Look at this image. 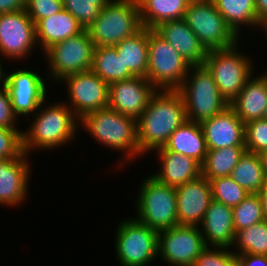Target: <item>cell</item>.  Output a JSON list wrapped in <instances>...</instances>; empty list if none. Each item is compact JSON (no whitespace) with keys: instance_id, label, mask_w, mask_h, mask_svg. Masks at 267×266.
I'll list each match as a JSON object with an SVG mask.
<instances>
[{"instance_id":"cell-1","label":"cell","mask_w":267,"mask_h":266,"mask_svg":"<svg viewBox=\"0 0 267 266\" xmlns=\"http://www.w3.org/2000/svg\"><path fill=\"white\" fill-rule=\"evenodd\" d=\"M187 120L186 106L179 90H156L137 119L140 155L164 147L170 135Z\"/></svg>"},{"instance_id":"cell-2","label":"cell","mask_w":267,"mask_h":266,"mask_svg":"<svg viewBox=\"0 0 267 266\" xmlns=\"http://www.w3.org/2000/svg\"><path fill=\"white\" fill-rule=\"evenodd\" d=\"M35 119L28 131L22 132V149L29 154L32 149H53L60 145H66L74 138L80 119L68 107V105L55 103L47 109L35 112ZM30 150V151H29Z\"/></svg>"},{"instance_id":"cell-3","label":"cell","mask_w":267,"mask_h":266,"mask_svg":"<svg viewBox=\"0 0 267 266\" xmlns=\"http://www.w3.org/2000/svg\"><path fill=\"white\" fill-rule=\"evenodd\" d=\"M81 124L101 144L126 152L124 161L140 155L137 140V120L109 107L83 116ZM128 159V160H127Z\"/></svg>"},{"instance_id":"cell-4","label":"cell","mask_w":267,"mask_h":266,"mask_svg":"<svg viewBox=\"0 0 267 266\" xmlns=\"http://www.w3.org/2000/svg\"><path fill=\"white\" fill-rule=\"evenodd\" d=\"M142 28L137 0H110L86 30L95 47H113Z\"/></svg>"},{"instance_id":"cell-5","label":"cell","mask_w":267,"mask_h":266,"mask_svg":"<svg viewBox=\"0 0 267 266\" xmlns=\"http://www.w3.org/2000/svg\"><path fill=\"white\" fill-rule=\"evenodd\" d=\"M191 70L193 72L187 73L179 91L186 106L187 119L201 123L224 111L230 104L220 94L212 74L204 65L191 66Z\"/></svg>"},{"instance_id":"cell-6","label":"cell","mask_w":267,"mask_h":266,"mask_svg":"<svg viewBox=\"0 0 267 266\" xmlns=\"http://www.w3.org/2000/svg\"><path fill=\"white\" fill-rule=\"evenodd\" d=\"M191 65L153 29H148L146 78L156 90H179Z\"/></svg>"},{"instance_id":"cell-7","label":"cell","mask_w":267,"mask_h":266,"mask_svg":"<svg viewBox=\"0 0 267 266\" xmlns=\"http://www.w3.org/2000/svg\"><path fill=\"white\" fill-rule=\"evenodd\" d=\"M139 190L136 219L157 232L178 225L176 189L152 175Z\"/></svg>"},{"instance_id":"cell-8","label":"cell","mask_w":267,"mask_h":266,"mask_svg":"<svg viewBox=\"0 0 267 266\" xmlns=\"http://www.w3.org/2000/svg\"><path fill=\"white\" fill-rule=\"evenodd\" d=\"M183 20L207 51L238 44V36L217 10L213 0H191Z\"/></svg>"},{"instance_id":"cell-9","label":"cell","mask_w":267,"mask_h":266,"mask_svg":"<svg viewBox=\"0 0 267 266\" xmlns=\"http://www.w3.org/2000/svg\"><path fill=\"white\" fill-rule=\"evenodd\" d=\"M237 45L208 51L203 64L212 74L220 94L229 104L251 78L253 69L250 59L238 53Z\"/></svg>"},{"instance_id":"cell-10","label":"cell","mask_w":267,"mask_h":266,"mask_svg":"<svg viewBox=\"0 0 267 266\" xmlns=\"http://www.w3.org/2000/svg\"><path fill=\"white\" fill-rule=\"evenodd\" d=\"M117 227L115 250L122 266L149 265L158 256L156 230L137 219L125 220Z\"/></svg>"},{"instance_id":"cell-11","label":"cell","mask_w":267,"mask_h":266,"mask_svg":"<svg viewBox=\"0 0 267 266\" xmlns=\"http://www.w3.org/2000/svg\"><path fill=\"white\" fill-rule=\"evenodd\" d=\"M94 48L86 29L76 36L51 45L44 52L48 58L51 77L60 81L68 75L89 71Z\"/></svg>"},{"instance_id":"cell-12","label":"cell","mask_w":267,"mask_h":266,"mask_svg":"<svg viewBox=\"0 0 267 266\" xmlns=\"http://www.w3.org/2000/svg\"><path fill=\"white\" fill-rule=\"evenodd\" d=\"M205 248L198 226L178 224L158 232V254L173 266H193Z\"/></svg>"},{"instance_id":"cell-13","label":"cell","mask_w":267,"mask_h":266,"mask_svg":"<svg viewBox=\"0 0 267 266\" xmlns=\"http://www.w3.org/2000/svg\"><path fill=\"white\" fill-rule=\"evenodd\" d=\"M62 81L68 85V107L78 119L109 106V84L91 70L68 75Z\"/></svg>"},{"instance_id":"cell-14","label":"cell","mask_w":267,"mask_h":266,"mask_svg":"<svg viewBox=\"0 0 267 266\" xmlns=\"http://www.w3.org/2000/svg\"><path fill=\"white\" fill-rule=\"evenodd\" d=\"M38 45L35 23L25 10L0 14V54L20 60Z\"/></svg>"},{"instance_id":"cell-15","label":"cell","mask_w":267,"mask_h":266,"mask_svg":"<svg viewBox=\"0 0 267 266\" xmlns=\"http://www.w3.org/2000/svg\"><path fill=\"white\" fill-rule=\"evenodd\" d=\"M45 79L31 70H15L4 74L1 83L7 88L14 113L20 117L32 115L40 107H44L46 98Z\"/></svg>"},{"instance_id":"cell-16","label":"cell","mask_w":267,"mask_h":266,"mask_svg":"<svg viewBox=\"0 0 267 266\" xmlns=\"http://www.w3.org/2000/svg\"><path fill=\"white\" fill-rule=\"evenodd\" d=\"M156 89L146 77L134 76L109 85V108L137 120Z\"/></svg>"},{"instance_id":"cell-17","label":"cell","mask_w":267,"mask_h":266,"mask_svg":"<svg viewBox=\"0 0 267 266\" xmlns=\"http://www.w3.org/2000/svg\"><path fill=\"white\" fill-rule=\"evenodd\" d=\"M175 189L178 224L199 226L213 200L210 181L200 176Z\"/></svg>"},{"instance_id":"cell-18","label":"cell","mask_w":267,"mask_h":266,"mask_svg":"<svg viewBox=\"0 0 267 266\" xmlns=\"http://www.w3.org/2000/svg\"><path fill=\"white\" fill-rule=\"evenodd\" d=\"M200 125L208 150L245 146V124L231 106L214 117L202 121Z\"/></svg>"},{"instance_id":"cell-19","label":"cell","mask_w":267,"mask_h":266,"mask_svg":"<svg viewBox=\"0 0 267 266\" xmlns=\"http://www.w3.org/2000/svg\"><path fill=\"white\" fill-rule=\"evenodd\" d=\"M191 65H203L208 51L183 19L166 21L153 29Z\"/></svg>"},{"instance_id":"cell-20","label":"cell","mask_w":267,"mask_h":266,"mask_svg":"<svg viewBox=\"0 0 267 266\" xmlns=\"http://www.w3.org/2000/svg\"><path fill=\"white\" fill-rule=\"evenodd\" d=\"M27 154L16 159L0 160V204L16 206L27 196L30 164Z\"/></svg>"},{"instance_id":"cell-21","label":"cell","mask_w":267,"mask_h":266,"mask_svg":"<svg viewBox=\"0 0 267 266\" xmlns=\"http://www.w3.org/2000/svg\"><path fill=\"white\" fill-rule=\"evenodd\" d=\"M199 226L202 227L200 231L206 246L231 248L233 245L235 229L232 207L212 200Z\"/></svg>"},{"instance_id":"cell-22","label":"cell","mask_w":267,"mask_h":266,"mask_svg":"<svg viewBox=\"0 0 267 266\" xmlns=\"http://www.w3.org/2000/svg\"><path fill=\"white\" fill-rule=\"evenodd\" d=\"M155 151L162 163L160 173L152 176L161 183L177 188L201 176V165L193 158L168 151L164 147Z\"/></svg>"},{"instance_id":"cell-23","label":"cell","mask_w":267,"mask_h":266,"mask_svg":"<svg viewBox=\"0 0 267 266\" xmlns=\"http://www.w3.org/2000/svg\"><path fill=\"white\" fill-rule=\"evenodd\" d=\"M252 78L253 76L230 103L244 124L263 118L267 108V79L262 74Z\"/></svg>"},{"instance_id":"cell-24","label":"cell","mask_w":267,"mask_h":266,"mask_svg":"<svg viewBox=\"0 0 267 266\" xmlns=\"http://www.w3.org/2000/svg\"><path fill=\"white\" fill-rule=\"evenodd\" d=\"M36 41L45 51L51 45L76 36L84 30L77 19L64 8L50 17L42 18L35 24Z\"/></svg>"},{"instance_id":"cell-25","label":"cell","mask_w":267,"mask_h":266,"mask_svg":"<svg viewBox=\"0 0 267 266\" xmlns=\"http://www.w3.org/2000/svg\"><path fill=\"white\" fill-rule=\"evenodd\" d=\"M164 148L193 158L200 165L203 164L208 151L200 123L190 120H187L170 135Z\"/></svg>"},{"instance_id":"cell-26","label":"cell","mask_w":267,"mask_h":266,"mask_svg":"<svg viewBox=\"0 0 267 266\" xmlns=\"http://www.w3.org/2000/svg\"><path fill=\"white\" fill-rule=\"evenodd\" d=\"M142 26L154 29L166 21L183 19L191 0H137Z\"/></svg>"},{"instance_id":"cell-27","label":"cell","mask_w":267,"mask_h":266,"mask_svg":"<svg viewBox=\"0 0 267 266\" xmlns=\"http://www.w3.org/2000/svg\"><path fill=\"white\" fill-rule=\"evenodd\" d=\"M122 59L124 66L138 77H146L148 69V28L143 27L139 32L125 38L113 46Z\"/></svg>"},{"instance_id":"cell-28","label":"cell","mask_w":267,"mask_h":266,"mask_svg":"<svg viewBox=\"0 0 267 266\" xmlns=\"http://www.w3.org/2000/svg\"><path fill=\"white\" fill-rule=\"evenodd\" d=\"M109 85L134 77L114 47H95L90 69Z\"/></svg>"},{"instance_id":"cell-29","label":"cell","mask_w":267,"mask_h":266,"mask_svg":"<svg viewBox=\"0 0 267 266\" xmlns=\"http://www.w3.org/2000/svg\"><path fill=\"white\" fill-rule=\"evenodd\" d=\"M230 177L249 193H259L267 184L259 155L249 151L240 157Z\"/></svg>"},{"instance_id":"cell-30","label":"cell","mask_w":267,"mask_h":266,"mask_svg":"<svg viewBox=\"0 0 267 266\" xmlns=\"http://www.w3.org/2000/svg\"><path fill=\"white\" fill-rule=\"evenodd\" d=\"M245 146H231L221 149L208 150L203 164L201 165V176L208 181L230 176L233 168L245 153Z\"/></svg>"},{"instance_id":"cell-31","label":"cell","mask_w":267,"mask_h":266,"mask_svg":"<svg viewBox=\"0 0 267 266\" xmlns=\"http://www.w3.org/2000/svg\"><path fill=\"white\" fill-rule=\"evenodd\" d=\"M227 24L239 36L240 26L263 27L256 15L255 0H213ZM241 24V25H240Z\"/></svg>"},{"instance_id":"cell-32","label":"cell","mask_w":267,"mask_h":266,"mask_svg":"<svg viewBox=\"0 0 267 266\" xmlns=\"http://www.w3.org/2000/svg\"><path fill=\"white\" fill-rule=\"evenodd\" d=\"M232 246L238 247V253L234 251L236 255L254 254L267 256V221L264 220L237 231Z\"/></svg>"},{"instance_id":"cell-33","label":"cell","mask_w":267,"mask_h":266,"mask_svg":"<svg viewBox=\"0 0 267 266\" xmlns=\"http://www.w3.org/2000/svg\"><path fill=\"white\" fill-rule=\"evenodd\" d=\"M232 212L235 233L265 220L258 193H249L242 202L232 208Z\"/></svg>"},{"instance_id":"cell-34","label":"cell","mask_w":267,"mask_h":266,"mask_svg":"<svg viewBox=\"0 0 267 266\" xmlns=\"http://www.w3.org/2000/svg\"><path fill=\"white\" fill-rule=\"evenodd\" d=\"M213 200L230 207L237 206L249 192L239 186L230 176L217 177L210 180Z\"/></svg>"},{"instance_id":"cell-35","label":"cell","mask_w":267,"mask_h":266,"mask_svg":"<svg viewBox=\"0 0 267 266\" xmlns=\"http://www.w3.org/2000/svg\"><path fill=\"white\" fill-rule=\"evenodd\" d=\"M110 0H62L63 8L69 11L78 23L87 29L98 17L100 10Z\"/></svg>"},{"instance_id":"cell-36","label":"cell","mask_w":267,"mask_h":266,"mask_svg":"<svg viewBox=\"0 0 267 266\" xmlns=\"http://www.w3.org/2000/svg\"><path fill=\"white\" fill-rule=\"evenodd\" d=\"M245 148L256 154L267 149V120L261 118L245 124Z\"/></svg>"},{"instance_id":"cell-37","label":"cell","mask_w":267,"mask_h":266,"mask_svg":"<svg viewBox=\"0 0 267 266\" xmlns=\"http://www.w3.org/2000/svg\"><path fill=\"white\" fill-rule=\"evenodd\" d=\"M228 249L227 247H214L212 250L206 246L195 259L193 266H238L236 254Z\"/></svg>"},{"instance_id":"cell-38","label":"cell","mask_w":267,"mask_h":266,"mask_svg":"<svg viewBox=\"0 0 267 266\" xmlns=\"http://www.w3.org/2000/svg\"><path fill=\"white\" fill-rule=\"evenodd\" d=\"M22 153V131L0 125V160L16 159Z\"/></svg>"},{"instance_id":"cell-39","label":"cell","mask_w":267,"mask_h":266,"mask_svg":"<svg viewBox=\"0 0 267 266\" xmlns=\"http://www.w3.org/2000/svg\"><path fill=\"white\" fill-rule=\"evenodd\" d=\"M62 9V0H25V11L35 24L40 19L50 17Z\"/></svg>"},{"instance_id":"cell-40","label":"cell","mask_w":267,"mask_h":266,"mask_svg":"<svg viewBox=\"0 0 267 266\" xmlns=\"http://www.w3.org/2000/svg\"><path fill=\"white\" fill-rule=\"evenodd\" d=\"M2 86V87H1ZM0 86V125L9 129H18L14 125L17 122V115L14 113L11 99L7 88L2 85Z\"/></svg>"},{"instance_id":"cell-41","label":"cell","mask_w":267,"mask_h":266,"mask_svg":"<svg viewBox=\"0 0 267 266\" xmlns=\"http://www.w3.org/2000/svg\"><path fill=\"white\" fill-rule=\"evenodd\" d=\"M238 266H267V256L242 254L236 255Z\"/></svg>"},{"instance_id":"cell-42","label":"cell","mask_w":267,"mask_h":266,"mask_svg":"<svg viewBox=\"0 0 267 266\" xmlns=\"http://www.w3.org/2000/svg\"><path fill=\"white\" fill-rule=\"evenodd\" d=\"M25 10V0H0V14Z\"/></svg>"},{"instance_id":"cell-43","label":"cell","mask_w":267,"mask_h":266,"mask_svg":"<svg viewBox=\"0 0 267 266\" xmlns=\"http://www.w3.org/2000/svg\"><path fill=\"white\" fill-rule=\"evenodd\" d=\"M258 22L264 27L267 25V0H255Z\"/></svg>"},{"instance_id":"cell-44","label":"cell","mask_w":267,"mask_h":266,"mask_svg":"<svg viewBox=\"0 0 267 266\" xmlns=\"http://www.w3.org/2000/svg\"><path fill=\"white\" fill-rule=\"evenodd\" d=\"M262 201L264 219L267 221V184L258 193Z\"/></svg>"},{"instance_id":"cell-45","label":"cell","mask_w":267,"mask_h":266,"mask_svg":"<svg viewBox=\"0 0 267 266\" xmlns=\"http://www.w3.org/2000/svg\"><path fill=\"white\" fill-rule=\"evenodd\" d=\"M258 155H259V158L261 160L263 171H264L266 179H267V149L258 153Z\"/></svg>"},{"instance_id":"cell-46","label":"cell","mask_w":267,"mask_h":266,"mask_svg":"<svg viewBox=\"0 0 267 266\" xmlns=\"http://www.w3.org/2000/svg\"><path fill=\"white\" fill-rule=\"evenodd\" d=\"M4 73L3 72V69H2V66H1V60H0V81H2V79L4 78Z\"/></svg>"},{"instance_id":"cell-47","label":"cell","mask_w":267,"mask_h":266,"mask_svg":"<svg viewBox=\"0 0 267 266\" xmlns=\"http://www.w3.org/2000/svg\"><path fill=\"white\" fill-rule=\"evenodd\" d=\"M263 119L267 120V108H266V110L264 112Z\"/></svg>"},{"instance_id":"cell-48","label":"cell","mask_w":267,"mask_h":266,"mask_svg":"<svg viewBox=\"0 0 267 266\" xmlns=\"http://www.w3.org/2000/svg\"><path fill=\"white\" fill-rule=\"evenodd\" d=\"M267 79V72L265 74H262Z\"/></svg>"},{"instance_id":"cell-49","label":"cell","mask_w":267,"mask_h":266,"mask_svg":"<svg viewBox=\"0 0 267 266\" xmlns=\"http://www.w3.org/2000/svg\"><path fill=\"white\" fill-rule=\"evenodd\" d=\"M263 29H265V31L267 32V25L263 27Z\"/></svg>"}]
</instances>
